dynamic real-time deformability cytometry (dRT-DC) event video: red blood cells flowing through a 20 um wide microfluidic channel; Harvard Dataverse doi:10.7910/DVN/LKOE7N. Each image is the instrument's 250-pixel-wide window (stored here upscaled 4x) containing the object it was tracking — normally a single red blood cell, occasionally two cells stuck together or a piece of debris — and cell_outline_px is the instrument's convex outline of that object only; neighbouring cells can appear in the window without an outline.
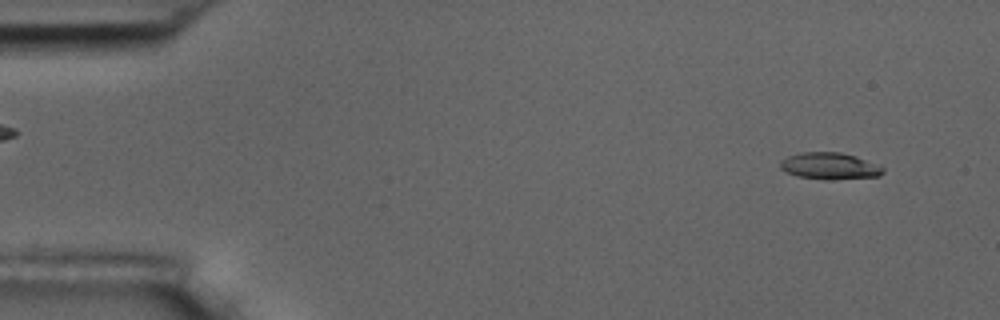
{"species": "common noctule bat (a hibernating species)", "species_latin": "Nyctalus noctula", "temperature_condition": "room temperature", "stored_images_in_passage": 4, "camera_frame_rate_fps": 3000, "um_per_image_px": 0.085, "animal": {"sex": "male", "body_mass_g": 17.5, "forearm_length_mm": 52.3}, "frame": {"image": 1, "passage_image": 1, "time_ms": 0.0, "image_size_px": [1000, 320], "cell_outline_px": [[884, 172], [880, 176], [828, 180], [824, 180], [796, 176], [780, 168], [780, 160], [788, 156], [800, 152], [840, 152], [856, 156], [884, 168]], "centroid_in_image_um": [70.5, 14.11], "position_along_channel_um": 14.5, "area_um2": 16.01}}
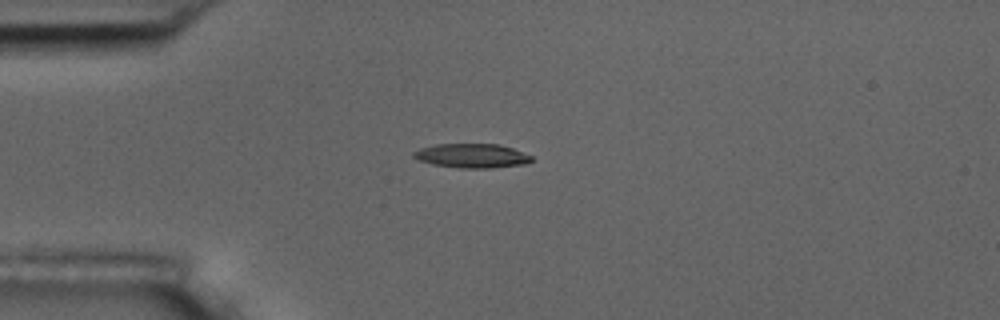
{"frame": {"image": 2, "passage_image": 4, "time_ms": 3.333, "image_size_px": [1000, 320], "cell_outline_px": [[532, 160], [524, 164], [492, 168], [460, 168], [432, 164], [420, 160], [412, 156], [412, 152], [420, 148], [436, 144], [500, 144], [512, 148], [532, 156]], "centroid_in_image_um": [40.09, 13.24], "position_along_channel_um": 44.9, "area_um2": 16.59}}